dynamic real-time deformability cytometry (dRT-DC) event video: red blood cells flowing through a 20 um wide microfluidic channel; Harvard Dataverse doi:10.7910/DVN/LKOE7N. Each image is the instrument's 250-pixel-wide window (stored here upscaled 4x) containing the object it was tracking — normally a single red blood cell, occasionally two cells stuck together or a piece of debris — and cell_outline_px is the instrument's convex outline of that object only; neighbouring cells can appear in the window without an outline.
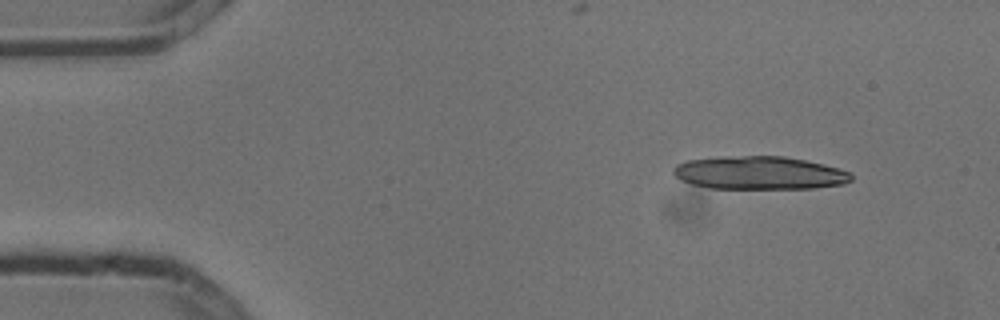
{"species": "common noctule bat (a hibernating species)", "species_latin": "Nyctalus noctula", "temperature_condition": "cold", "stored_images_in_passage": 3, "camera_frame_rate_fps": 3000, "um_per_image_px": 0.085, "animal": {"sex": "male", "body_mass_g": 13.3}, "frame": {"image": 1, "passage_image": 1, "time_ms": 0.0, "image_size_px": [1000, 320], "cell_outline_px": [[852, 180], [844, 184], [812, 188], [708, 188], [692, 184], [680, 180], [672, 172], [676, 164], [688, 160], [716, 156], [784, 156], [824, 164], [840, 168], [848, 172], [852, 176]], "centroid_in_image_um": [64.52, 14.69], "position_along_channel_um": 20.5, "area_um2": 34.45}}